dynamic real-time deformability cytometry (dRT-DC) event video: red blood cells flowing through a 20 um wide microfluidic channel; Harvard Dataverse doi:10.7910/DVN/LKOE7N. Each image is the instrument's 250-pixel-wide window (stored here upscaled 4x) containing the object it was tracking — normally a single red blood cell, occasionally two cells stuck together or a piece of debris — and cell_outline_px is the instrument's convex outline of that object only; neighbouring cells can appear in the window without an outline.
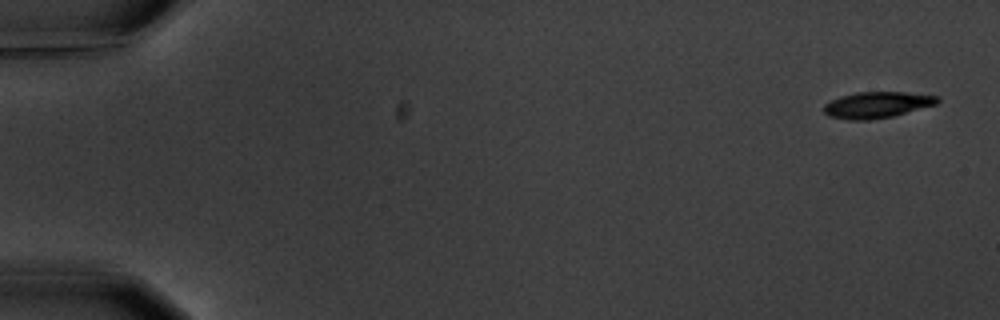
{"species": "common noctule bat (a hibernating species)", "species_latin": "Nyctalus noctula", "temperature_condition": "warm", "stored_images_in_passage": 8, "camera_frame_rate_fps": 3000, "um_per_image_px": 0.085, "animal": {"sex": "male", "body_mass_g": 20.1, "forearm_length_mm": 53.5}, "frame": {"image": 1, "passage_image": 1, "time_ms": 0.0, "image_size_px": [1000, 320], "cell_outline_px": [[940, 100], [936, 104], [892, 116], [868, 120], [848, 120], [828, 116], [824, 112], [824, 104], [840, 96], [856, 92], [904, 92], [940, 96]], "centroid_in_image_um": [74.53, 8.91], "position_along_channel_um": 10.5, "area_um2": 17.28}}
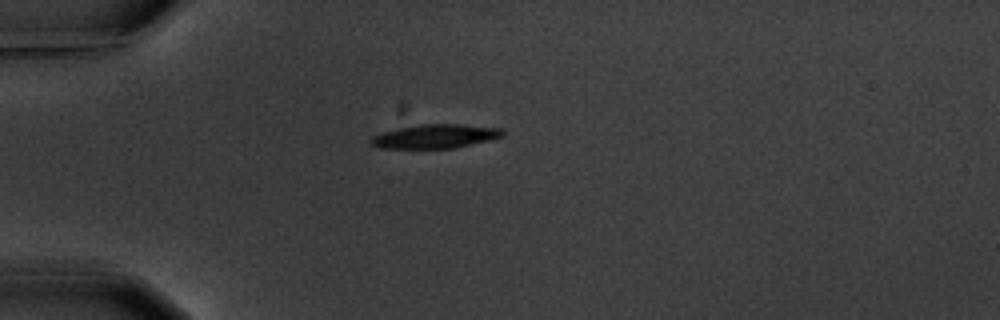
{"frame": {"image": 2, "passage_image": 5, "time_ms": 4.667, "image_size_px": [1000, 320], "cell_outline_px": [[504, 136], [488, 140], [452, 148], [380, 148], [372, 144], [368, 140], [372, 136], [384, 132], [400, 128], [420, 124], [460, 124], [504, 128]], "centroid_in_image_um": [37.01, 11.58], "position_along_channel_um": 48.0, "area_um2": 18.21}}
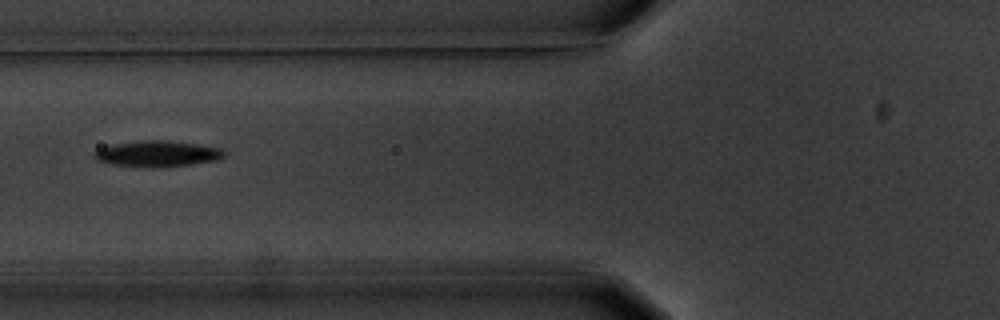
{"frame": {"image": 3, "passage_image": 7, "time_ms": 7.0, "image_size_px": [1000, 320], "cell_outline_px": [[224, 156], [216, 160], [188, 164], [152, 168], [108, 164], [96, 160], [92, 156], [92, 152], [100, 148], [112, 144], [140, 140], [168, 140], [196, 144], [220, 148], [224, 152]], "centroid_in_image_um": [13.28, 13.06], "position_along_channel_um": 112.5, "area_um2": 19.71}}